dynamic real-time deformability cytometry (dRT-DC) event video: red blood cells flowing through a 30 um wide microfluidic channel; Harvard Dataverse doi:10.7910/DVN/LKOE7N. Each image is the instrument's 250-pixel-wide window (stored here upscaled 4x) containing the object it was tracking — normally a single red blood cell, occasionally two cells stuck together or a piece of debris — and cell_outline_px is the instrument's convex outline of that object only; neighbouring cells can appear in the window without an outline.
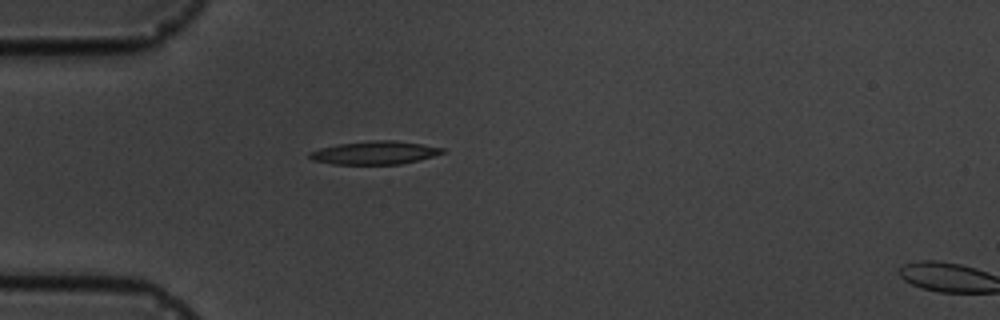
{"species": "common noctule bat (a hibernating species)", "species_latin": "Nyctalus noctula", "temperature_condition": "cold", "stored_images_in_passage": 2, "camera_frame_rate_fps": 3000, "um_per_image_px": 0.085, "animal": {"sex": "male", "body_mass_g": 19.5, "forearm_length_mm": 54.6}, "frame": {"image": 1, "passage_image": 1, "time_ms": 0.0, "image_size_px": [1000, 320], "cell_outline_px": [[444, 152], [432, 156], [400, 164], [332, 164], [312, 160], [308, 156], [308, 152], [320, 148], [340, 144], [376, 140], [392, 140], [420, 144], [444, 148]], "centroid_in_image_um": [31.8, 12.99], "position_along_channel_um": 53.2, "area_um2": 17.63}}